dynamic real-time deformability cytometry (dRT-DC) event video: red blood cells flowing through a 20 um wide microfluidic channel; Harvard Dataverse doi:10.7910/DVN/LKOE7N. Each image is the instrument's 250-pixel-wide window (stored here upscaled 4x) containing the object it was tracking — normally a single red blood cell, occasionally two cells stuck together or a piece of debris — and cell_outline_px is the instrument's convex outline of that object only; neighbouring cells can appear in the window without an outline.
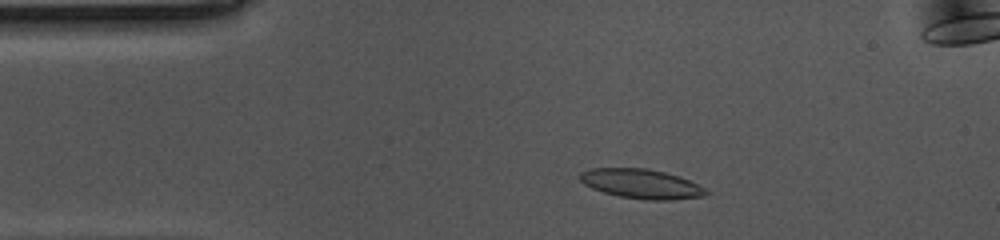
{"species": "common noctule bat (a hibernating species)", "species_latin": "Nyctalus noctula", "temperature_condition": "cold", "stored_images_in_passage": 40, "camera_frame_rate_fps": 3000, "um_per_image_px": 0.085, "animal": {"sex": "female", "body_mass_g": 10.0, "forearm_length_mm": 53.1}, "frame": {"image": 1, "passage_image": 6, "time_ms": 1.667, "image_size_px": [1000, 240], "cell_outline_px": [[708, 196], [672, 200], [644, 200], [620, 196], [604, 192], [592, 188], [584, 184], [576, 176], [580, 172], [588, 168], [648, 168], [680, 176], [708, 188]], "centroid_in_image_um": [54.54, 15.62], "position_along_channel_um": 30.5, "area_um2": 22.08}}
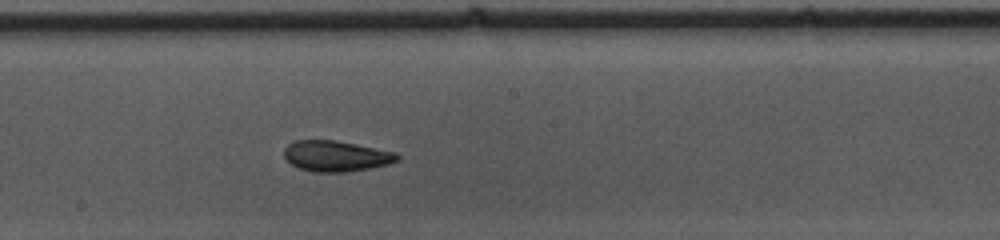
{"frame": {"image": 2, "passage_image": 25, "time_ms": 8.0, "image_size_px": [1000, 240], "cell_outline_px": [[400, 160], [388, 164], [348, 172], [312, 172], [300, 168], [292, 164], [284, 156], [284, 148], [288, 144], [296, 140], [336, 140], [396, 152], [400, 156]], "centroid_in_image_um": [28.57, 13.26], "position_along_channel_um": 219.6, "area_um2": 20.29}}
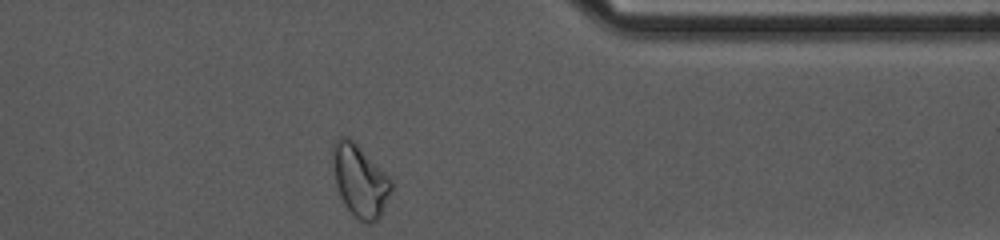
{"frame": {"image": 3, "passage_image": 40, "time_ms": 13.0, "image_size_px": [1000, 240], "cell_outline_px": [[392, 188], [380, 216], [376, 220], [368, 224], [360, 220], [344, 204], [340, 196], [336, 184], [332, 160], [332, 144], [340, 136], [348, 136], [392, 180]], "centroid_in_image_um": [30.57, 15.34], "position_along_channel_um": 380.8, "area_um2": 24.04}, "authors_computed_cell_mechanics": {"area_um2": 20.9525, "velocity_mm_per_s": 3.5357, "shape_relaxation_time_tau1_ms": 10.247, "shape_relaxation_time_tau2_ms": 3.5848, "deformation_change_tau1": 0.1874, "deformation_change_tau2": 0.0812}}